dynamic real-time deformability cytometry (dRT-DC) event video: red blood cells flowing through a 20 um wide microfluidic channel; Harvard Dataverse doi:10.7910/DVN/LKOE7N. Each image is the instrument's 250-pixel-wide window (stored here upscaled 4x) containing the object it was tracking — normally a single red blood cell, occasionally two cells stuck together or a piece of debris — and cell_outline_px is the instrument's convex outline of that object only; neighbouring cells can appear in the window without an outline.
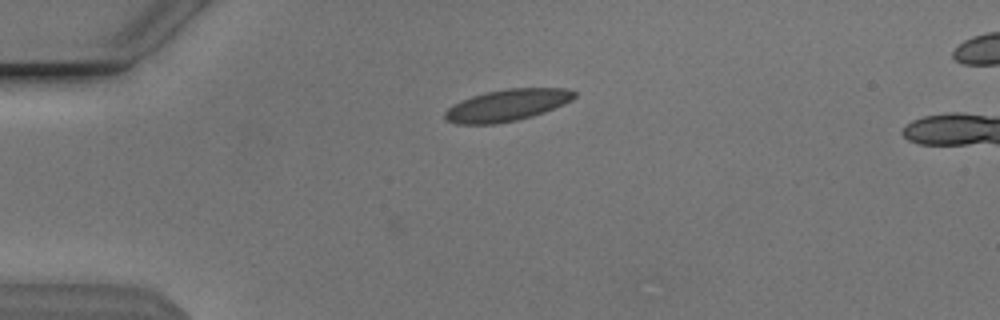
{"species": "Egyptian fruit bat (a non-hibernating species)", "species_latin": "Rousettus aegyptiacus", "temperature_condition": "cold", "stored_images_in_passage": 2, "camera_frame_rate_fps": 3000, "um_per_image_px": 0.085, "animal": {"sex": "male"}, "frame": {"image": 1, "passage_image": 2, "time_ms": 0.333, "image_size_px": [1000, 320], "cell_outline_px": [[576, 96], [572, 100], [564, 104], [544, 112], [532, 116], [516, 120], [496, 124], [456, 124], [444, 120], [444, 112], [452, 104], [460, 100], [484, 92], [508, 88], [568, 88], [576, 92]], "centroid_in_image_um": [43.07, 8.94], "position_along_channel_um": 41.9, "area_um2": 24.16}}